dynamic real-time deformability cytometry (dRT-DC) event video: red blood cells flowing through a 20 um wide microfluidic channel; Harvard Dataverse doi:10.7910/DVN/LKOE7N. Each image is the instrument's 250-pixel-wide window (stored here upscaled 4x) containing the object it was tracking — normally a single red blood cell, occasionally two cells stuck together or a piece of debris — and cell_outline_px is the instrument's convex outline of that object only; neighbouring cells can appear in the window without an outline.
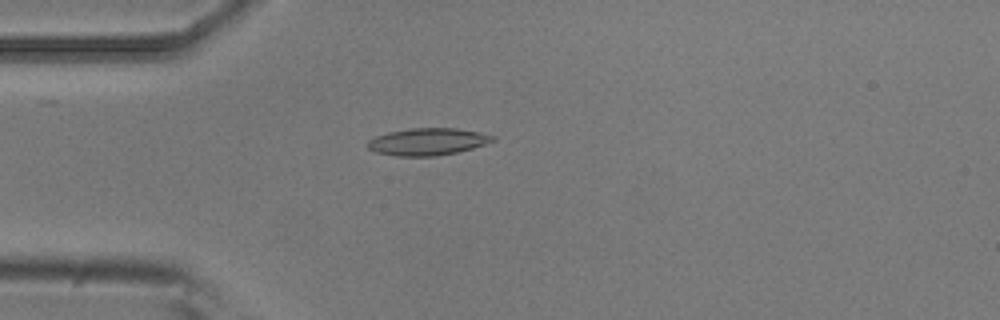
{"species": "common noctule bat (a hibernating species)", "species_latin": "Nyctalus noctula", "temperature_condition": "room temperature", "stored_images_in_passage": 5, "camera_frame_rate_fps": 3000, "um_per_image_px": 0.085, "animal": {"sex": "male", "body_mass_g": 20.5, "forearm_length_mm": 52.5}, "frame": {"image": 1, "passage_image": 4, "time_ms": 1.0, "image_size_px": [1000, 320], "cell_outline_px": [[496, 140], [472, 148], [456, 152], [436, 156], [396, 156], [376, 152], [368, 148], [364, 144], [368, 140], [376, 136], [388, 132], [412, 128], [456, 128], [480, 132], [496, 136]], "centroid_in_image_um": [36.33, 12.04], "position_along_channel_um": 48.7, "area_um2": 19.83}}